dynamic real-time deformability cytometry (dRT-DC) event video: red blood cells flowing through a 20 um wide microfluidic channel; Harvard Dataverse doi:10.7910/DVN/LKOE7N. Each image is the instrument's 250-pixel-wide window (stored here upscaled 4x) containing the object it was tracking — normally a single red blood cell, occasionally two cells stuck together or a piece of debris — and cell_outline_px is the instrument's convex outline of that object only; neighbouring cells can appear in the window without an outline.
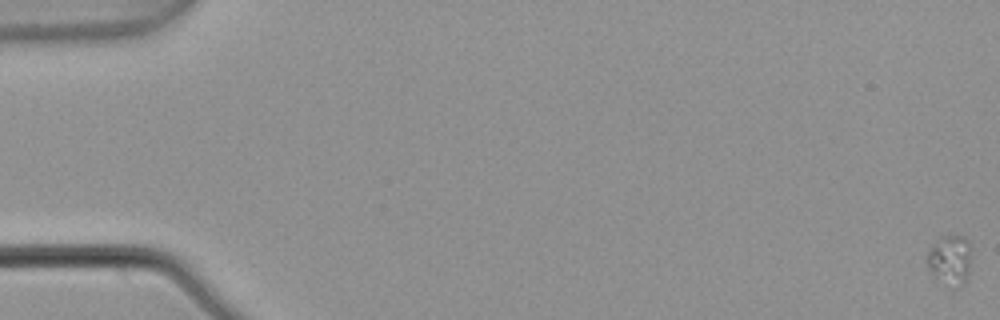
{"species": "common noctule bat (a hibernating species)", "species_latin": "Nyctalus noctula", "temperature_condition": "warm", "stored_images_in_passage": 5, "camera_frame_rate_fps": 3000, "um_per_image_px": 0.085, "animal": {"sex": "male", "body_mass_g": 21.5, "forearm_length_mm": 52.0}, "frame": {"image": 1, "passage_image": 1, "time_ms": 0.0, "image_size_px": [1000, 320], "cell_outline_px": [[972, 248], [968, 276], [964, 284], [960, 288], [944, 288], [928, 268], [928, 252], [932, 244], [944, 236], [964, 236], [968, 240]], "centroid_in_image_um": [80.79, 22.17], "position_along_channel_um": 4.2, "area_um2": 13.35}}
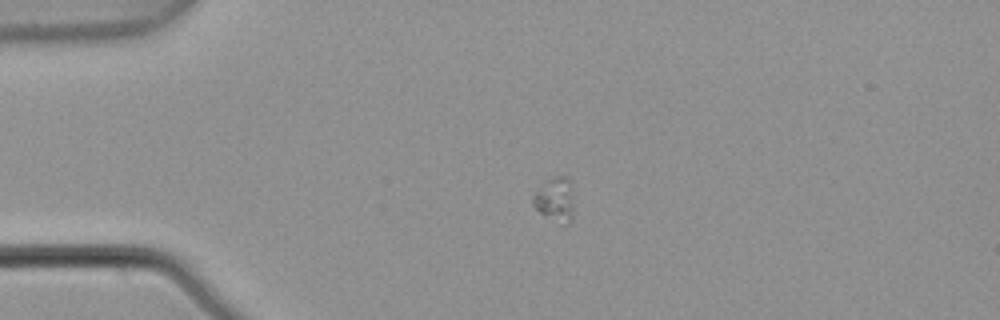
{"frame": {"image": 2, "passage_image": 4, "time_ms": 1.0, "image_size_px": [1000, 320], "cell_outline_px": [[572, 216], [568, 224], [564, 224], [540, 212], [532, 204], [532, 196], [544, 180], [552, 176], [568, 176], [572, 180]], "centroid_in_image_um": [47.18, 16.87], "position_along_channel_um": 37.8, "area_um2": 10.58}}